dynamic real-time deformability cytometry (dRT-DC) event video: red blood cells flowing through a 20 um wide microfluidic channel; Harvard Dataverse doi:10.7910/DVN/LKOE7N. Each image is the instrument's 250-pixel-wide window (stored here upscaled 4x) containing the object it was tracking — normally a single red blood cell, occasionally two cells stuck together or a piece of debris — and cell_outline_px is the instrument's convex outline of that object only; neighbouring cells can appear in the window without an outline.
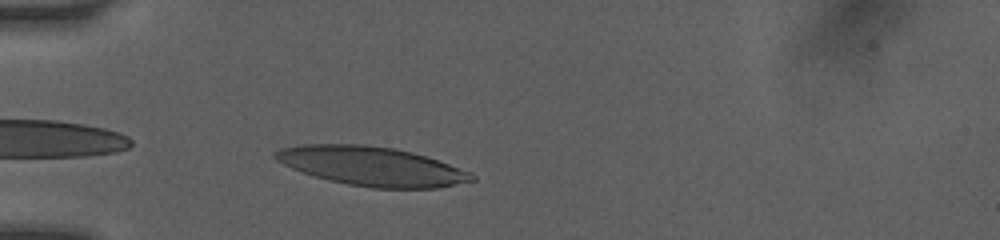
{"species": "human", "species_latin": "Homo sapiens", "temperature_condition": "room temperature", "stored_images_in_passage": 36, "camera_frame_rate_fps": 3000, "um_per_image_px": 0.085, "donor": {"sex": "female"}, "frame": {"image": 1, "passage_image": 1, "time_ms": 0.0, "image_size_px": [1000, 240], "cell_outline_px": [[476, 180], [440, 188], [372, 188], [348, 184], [328, 180], [300, 172], [276, 160], [272, 156], [272, 152], [280, 148], [300, 144], [364, 144], [392, 148], [412, 152], [472, 172], [476, 176]], "centroid_in_image_um": [31.57, 14.13], "position_along_channel_um": 53.4, "area_um2": 44.91}}
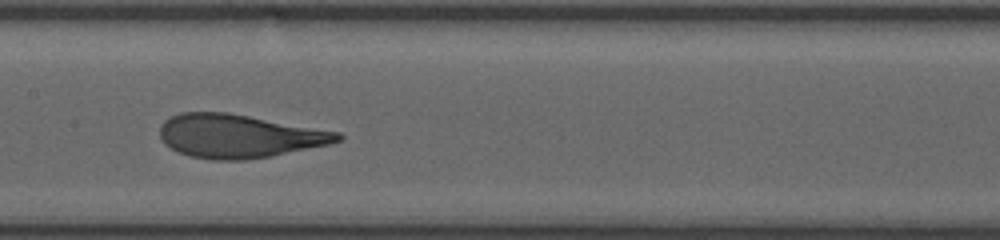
{"frame": {"image": 2, "passage_image": 24, "time_ms": 3.667, "image_size_px": [1000, 240], "cell_outline_px": [[344, 140], [328, 144], [272, 156], [244, 160], [212, 160], [192, 156], [180, 152], [164, 144], [160, 136], [160, 128], [164, 120], [180, 112], [228, 112], [340, 132], [344, 136]], "centroid_in_image_um": [20.32, 11.56], "position_along_channel_um": 187.1, "area_um2": 44.97}}
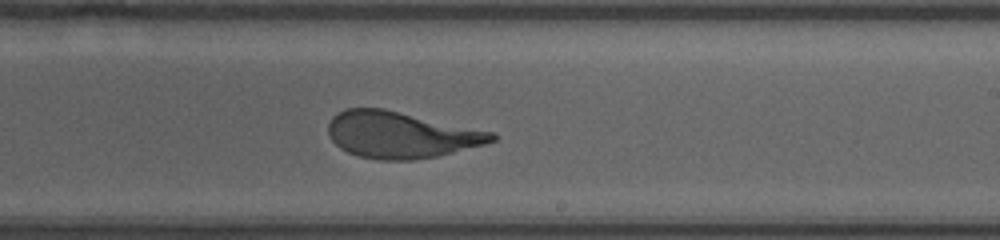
{"frame": {"image": 3, "passage_image": 33, "time_ms": 5.333, "image_size_px": [1000, 240], "cell_outline_px": [[496, 140], [484, 144], [436, 156], [416, 160], [380, 160], [356, 156], [340, 148], [332, 140], [328, 132], [328, 124], [332, 116], [336, 112], [344, 108], [384, 108], [496, 132]], "centroid_in_image_um": [34.05, 11.45], "position_along_channel_um": 254.9, "area_um2": 44.56}}